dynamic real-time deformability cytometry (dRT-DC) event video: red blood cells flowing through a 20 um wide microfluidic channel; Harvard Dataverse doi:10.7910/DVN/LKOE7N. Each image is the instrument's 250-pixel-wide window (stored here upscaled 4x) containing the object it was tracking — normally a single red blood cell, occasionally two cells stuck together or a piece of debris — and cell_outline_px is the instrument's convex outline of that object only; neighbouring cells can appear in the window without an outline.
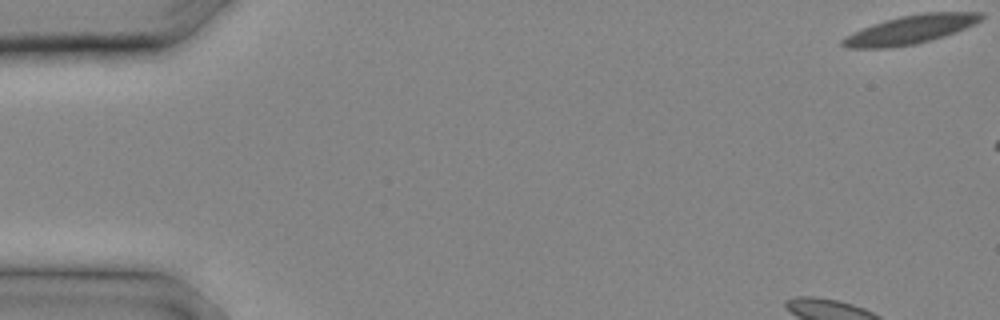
{"species": "common noctule bat (a hibernating species)", "species_latin": "Nyctalus noctula", "temperature_condition": "cold", "stored_images_in_passage": 8, "camera_frame_rate_fps": 3000, "um_per_image_px": 0.085, "animal": {"sex": "male", "body_mass_g": 20.4}, "frame": {"image": 1, "passage_image": 1, "time_ms": 0.0, "image_size_px": [1000, 320], "cell_outline_px": [[984, 16], [976, 24], [956, 32], [944, 36], [916, 44], [892, 48], [848, 48], [840, 44], [840, 40], [844, 36], [884, 20], [900, 16], [920, 12], [984, 12]], "centroid_in_image_um": [77.4, 2.51], "position_along_channel_um": 7.6, "area_um2": 23.29}}